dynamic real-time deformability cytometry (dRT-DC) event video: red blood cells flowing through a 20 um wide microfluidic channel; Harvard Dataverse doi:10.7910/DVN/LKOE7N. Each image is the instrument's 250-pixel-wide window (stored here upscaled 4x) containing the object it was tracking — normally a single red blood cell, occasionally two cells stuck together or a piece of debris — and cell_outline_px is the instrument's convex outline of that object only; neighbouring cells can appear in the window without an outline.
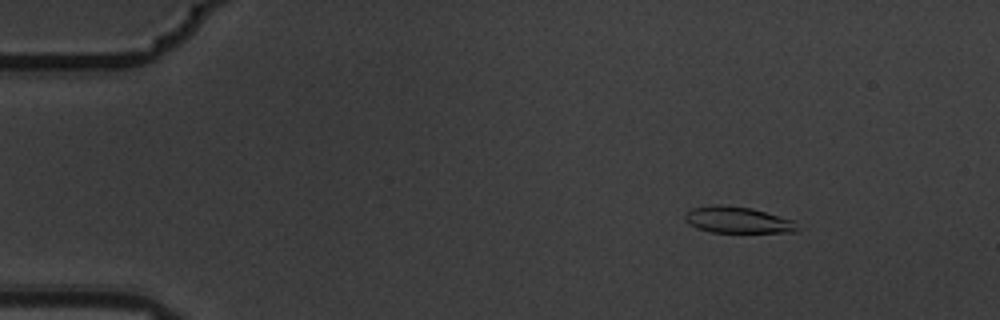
{"species": "common noctule bat (a hibernating species)", "species_latin": "Nyctalus noctula", "temperature_condition": "warm", "stored_images_in_passage": 4, "camera_frame_rate_fps": 3000, "um_per_image_px": 0.085, "animal": {"sex": "male", "body_mass_g": 19.5, "forearm_length_mm": 54.6}, "frame": {"image": 1, "passage_image": 2, "time_ms": 0.333, "image_size_px": [1000, 320], "cell_outline_px": [[800, 228], [796, 232], [712, 232], [696, 228], [688, 224], [684, 220], [684, 212], [692, 208], [716, 204], [720, 204], [752, 208], [796, 220]], "centroid_in_image_um": [62.71, 18.69], "position_along_channel_um": 22.3, "area_um2": 17.63}}